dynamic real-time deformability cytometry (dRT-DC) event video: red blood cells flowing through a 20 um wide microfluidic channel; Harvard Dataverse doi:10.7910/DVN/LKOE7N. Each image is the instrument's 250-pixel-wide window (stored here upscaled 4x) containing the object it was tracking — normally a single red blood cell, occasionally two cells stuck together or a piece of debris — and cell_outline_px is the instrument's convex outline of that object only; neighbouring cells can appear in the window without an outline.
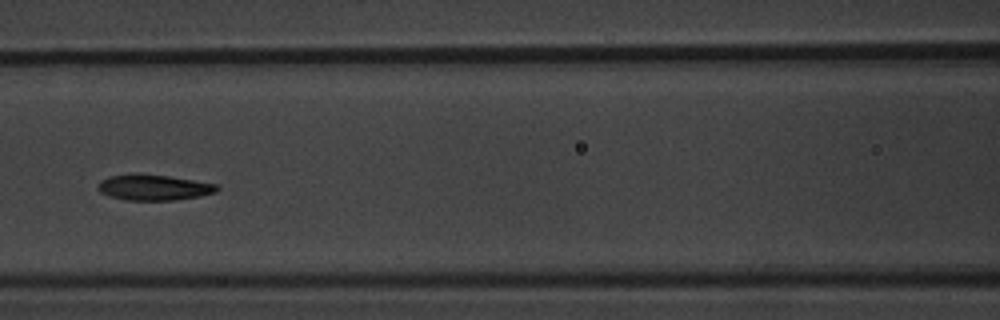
{"species": "common noctule bat (a hibernating species)", "species_latin": "Nyctalus noctula", "temperature_condition": "warm", "stored_images_in_passage": 9, "camera_frame_rate_fps": 3000, "um_per_image_px": 0.085, "animal": {"sex": "male", "body_mass_g": 20.1, "forearm_length_mm": 53.5}, "frame": {"image": 1, "passage_image": 7, "time_ms": 7.0, "image_size_px": [1000, 320], "cell_outline_px": [[220, 188], [216, 192], [200, 196], [176, 200], [128, 200], [112, 196], [100, 192], [96, 188], [100, 180], [108, 176], [168, 176], [216, 184]], "centroid_in_image_um": [13.1, 15.97], "position_along_channel_um": 153.5, "area_um2": 17.11}}
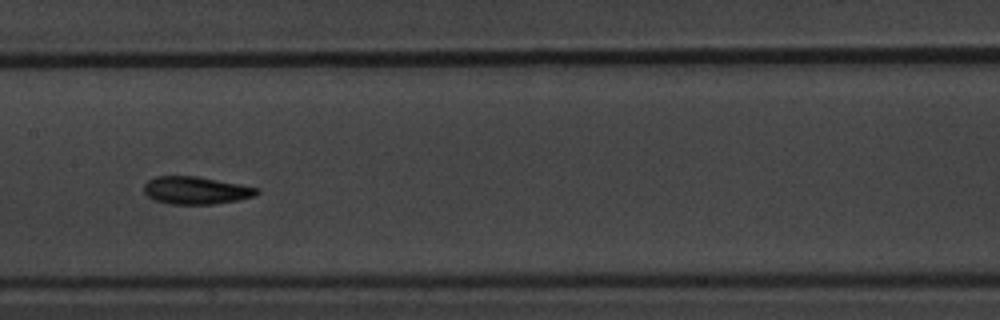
{"frame": {"image": 2, "passage_image": 8, "time_ms": 8.0, "image_size_px": [1000, 320], "cell_outline_px": [[260, 192], [256, 196], [236, 200], [212, 204], [168, 204], [152, 200], [144, 192], [144, 184], [148, 180], [156, 176], [196, 176], [240, 184], [260, 188]], "centroid_in_image_um": [16.64, 16.18], "position_along_channel_um": 190.8, "area_um2": 18.26}}